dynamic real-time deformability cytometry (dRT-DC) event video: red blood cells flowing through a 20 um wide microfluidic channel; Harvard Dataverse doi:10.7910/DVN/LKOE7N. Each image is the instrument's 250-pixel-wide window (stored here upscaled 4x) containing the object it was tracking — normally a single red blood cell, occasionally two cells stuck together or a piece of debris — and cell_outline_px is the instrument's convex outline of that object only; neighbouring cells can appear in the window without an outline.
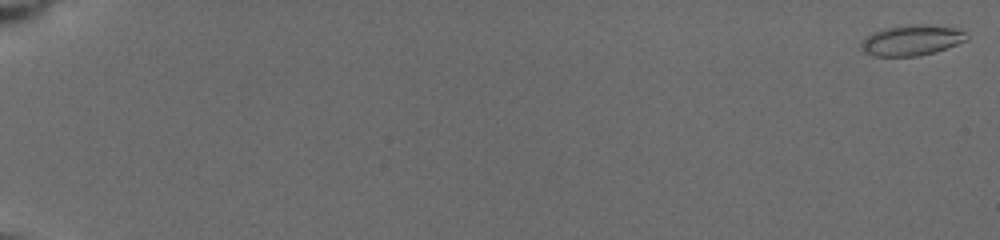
{"species": "common noctule bat (a hibernating species)", "species_latin": "Nyctalus noctula", "temperature_condition": "cold", "stored_images_in_passage": 45, "camera_frame_rate_fps": 3000, "um_per_image_px": 0.085, "animal": {"sex": "female", "body_mass_g": 19.5, "forearm_length_mm": 54.1}, "frame": {"image": 1, "passage_image": 1, "time_ms": 0.0, "image_size_px": [1000, 240], "cell_outline_px": [[968, 40], [936, 52], [920, 56], [872, 56], [864, 52], [860, 44], [872, 32], [888, 28], [916, 24], [956, 28], [964, 32], [968, 36]], "centroid_in_image_um": [77.51, 3.44], "position_along_channel_um": 7.5, "area_um2": 18.55}}
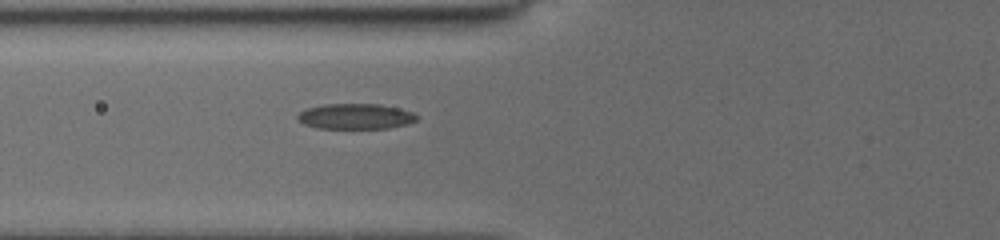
{"frame": {"image": 2, "passage_image": 34, "time_ms": 7.667, "image_size_px": [1000, 240], "cell_outline_px": [[420, 116], [416, 120], [408, 124], [388, 128], [320, 128], [304, 124], [296, 120], [296, 116], [300, 112], [308, 108], [324, 104], [380, 104], [412, 112]], "centroid_in_image_um": [30.22, 9.89], "position_along_channel_um": 95.6, "area_um2": 17.63}}
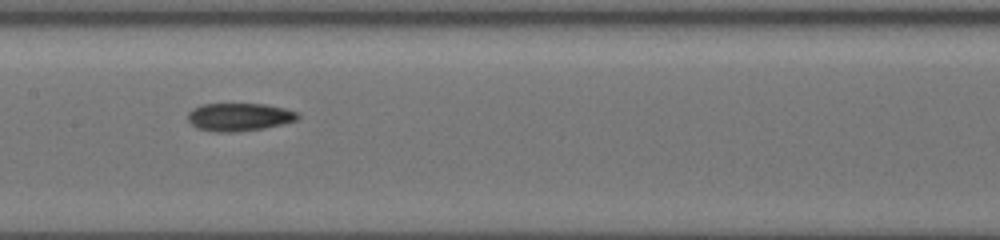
{"frame": {"image": 3, "passage_image": 44, "time_ms": 10.0, "image_size_px": [1000, 240], "cell_outline_px": [[300, 116], [296, 120], [264, 128], [232, 132], [216, 132], [196, 128], [188, 120], [188, 112], [192, 108], [200, 104], [264, 104], [284, 108], [296, 112]], "centroid_in_image_um": [20.28, 9.94], "position_along_channel_um": 187.1, "area_um2": 17.8}}